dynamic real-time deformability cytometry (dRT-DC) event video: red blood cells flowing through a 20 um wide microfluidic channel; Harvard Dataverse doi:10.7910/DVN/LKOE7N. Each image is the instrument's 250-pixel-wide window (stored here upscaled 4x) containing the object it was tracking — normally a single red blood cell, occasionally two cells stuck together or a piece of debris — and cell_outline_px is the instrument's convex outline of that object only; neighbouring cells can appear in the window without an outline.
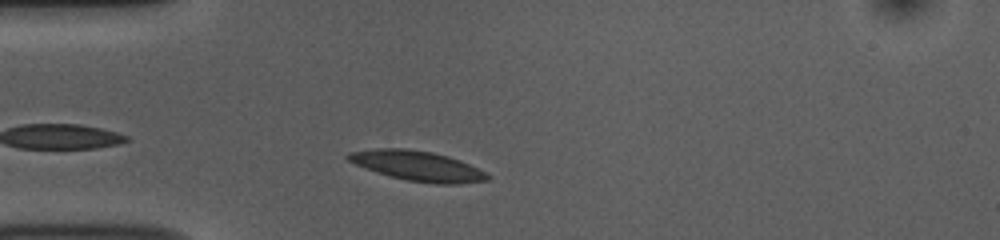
{"species": "common noctule bat (a hibernating species)", "species_latin": "Nyctalus noctula", "temperature_condition": "room temperature", "stored_images_in_passage": 32, "camera_frame_rate_fps": 3000, "um_per_image_px": 0.085, "animal": {"sex": "female", "body_mass_g": 10.0, "forearm_length_mm": 53.1}, "frame": {"image": 1, "passage_image": 4, "time_ms": 1.0, "image_size_px": [1000, 240], "cell_outline_px": [[492, 176], [488, 180], [460, 184], [436, 184], [408, 180], [376, 172], [364, 168], [348, 160], [344, 156], [348, 152], [376, 148], [404, 148], [432, 152], [448, 156], [460, 160]], "centroid_in_image_um": [35.47, 14.09], "position_along_channel_um": 49.5, "area_um2": 24.22}}
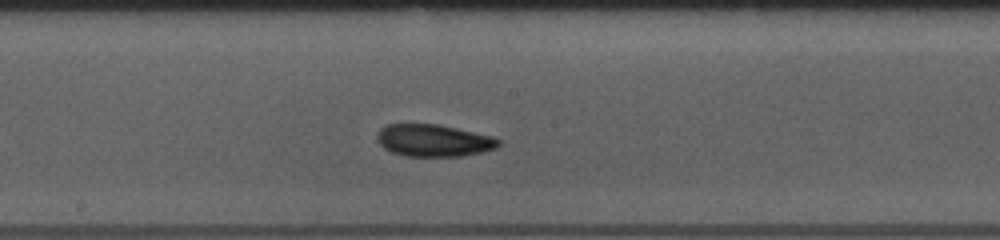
{"frame": {"image": 2, "passage_image": 18, "time_ms": 5.667, "image_size_px": [1000, 240], "cell_outline_px": [[500, 144], [496, 148], [480, 152], [460, 156], [404, 156], [392, 152], [384, 148], [380, 144], [376, 136], [380, 128], [388, 124], [436, 124], [456, 128], [492, 136], [500, 140]], "centroid_in_image_um": [36.83, 11.94], "position_along_channel_um": 211.4, "area_um2": 22.6}}
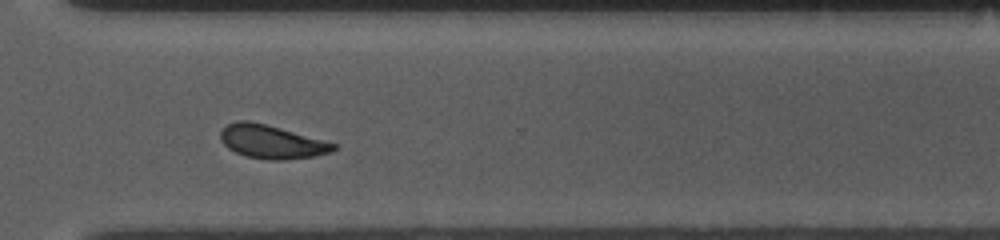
{"frame": {"image": 3, "passage_image": 29, "time_ms": 9.333, "image_size_px": [1000, 240], "cell_outline_px": [[336, 148], [332, 152], [312, 156], [284, 160], [268, 160], [244, 156], [228, 148], [220, 140], [220, 132], [228, 124], [236, 120], [248, 120], [280, 128], [336, 144]], "centroid_in_image_um": [23.04, 12.06], "position_along_channel_um": 347.6, "area_um2": 21.79}, "authors_computed_cell_mechanics": {"area_um2": 22.7443, "velocity_mm_per_s": 3.7093, "shape_relaxation_time_tau1_ms": 3.5177, "shape_relaxation_time_tau2_ms": 7.8487, "deformation_change_tau1": 0.0977, "deformation_change_tau2": 0.1156}}